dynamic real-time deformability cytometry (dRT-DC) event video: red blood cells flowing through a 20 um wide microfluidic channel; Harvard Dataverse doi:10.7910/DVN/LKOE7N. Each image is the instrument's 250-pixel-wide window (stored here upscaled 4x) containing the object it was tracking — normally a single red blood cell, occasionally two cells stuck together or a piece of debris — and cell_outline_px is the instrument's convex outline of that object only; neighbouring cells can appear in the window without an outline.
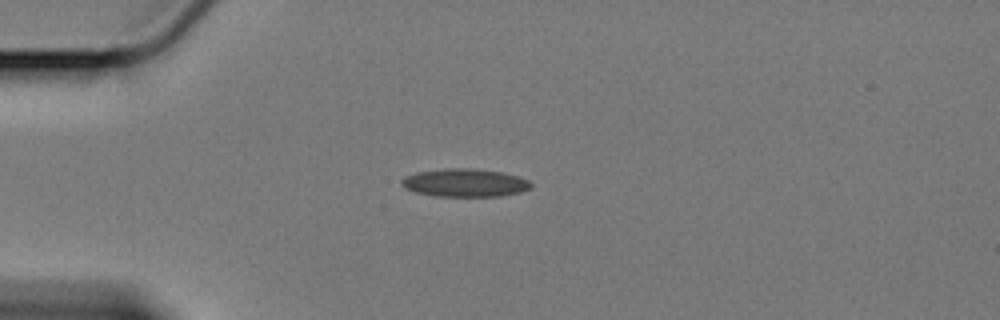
{"species": "Egyptian fruit bat (a non-hibernating species)", "species_latin": "Rousettus aegyptiacus", "temperature_condition": "cold", "stored_images_in_passage": 6, "camera_frame_rate_fps": 3000, "um_per_image_px": 0.085, "animal": {"sex": "female"}, "frame": {"image": 1, "passage_image": 1, "time_ms": 0.0, "image_size_px": [1000, 320], "cell_outline_px": [[532, 188], [520, 192], [500, 196], [436, 196], [416, 192], [404, 188], [400, 184], [400, 180], [404, 176], [416, 172], [444, 168], [472, 168], [504, 172], [520, 176], [528, 180], [532, 184]], "centroid_in_image_um": [39.51, 15.52], "position_along_channel_um": 45.5, "area_um2": 21.44}}